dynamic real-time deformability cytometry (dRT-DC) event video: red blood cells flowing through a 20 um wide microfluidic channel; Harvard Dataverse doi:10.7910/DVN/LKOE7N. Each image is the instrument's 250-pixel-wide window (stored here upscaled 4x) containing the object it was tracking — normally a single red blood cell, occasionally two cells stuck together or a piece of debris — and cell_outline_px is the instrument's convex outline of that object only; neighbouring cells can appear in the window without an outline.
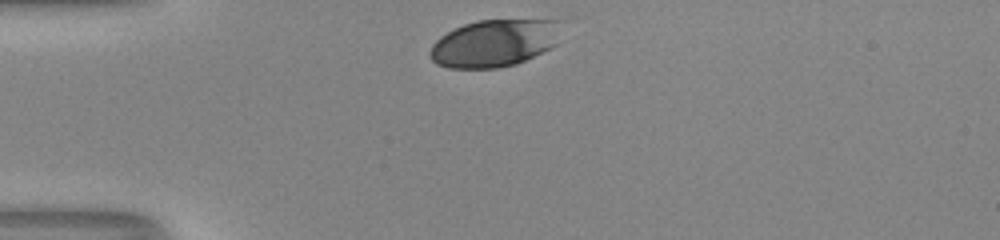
{"species": "human", "species_latin": "Homo sapiens", "temperature_condition": "room temperature", "stored_images_in_passage": 29, "camera_frame_rate_fps": 3000, "um_per_image_px": 0.085, "donor": {"sex": "male"}, "frame": {"image": 1, "passage_image": 1, "time_ms": 0.0, "image_size_px": [1000, 240], "cell_outline_px": [[564, 20], [556, 44], [516, 64], [496, 68], [448, 68], [436, 64], [428, 56], [428, 52], [432, 44], [440, 36], [464, 24], [480, 20]], "centroid_in_image_um": [42.0, 3.66], "position_along_channel_um": 43.0, "area_um2": 36.18}}
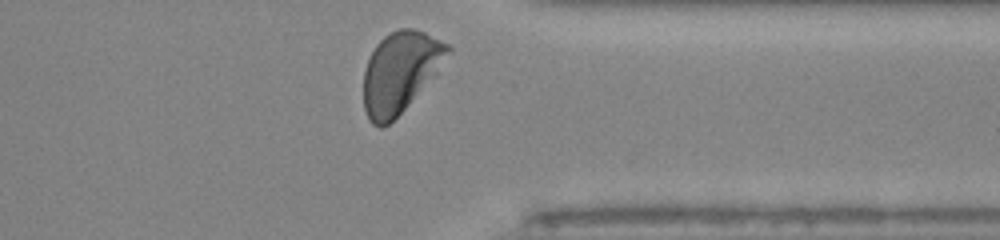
{"frame": {"image": 2, "passage_image": 29, "time_ms": 9.333, "image_size_px": [1000, 240], "cell_outline_px": [[452, 48], [404, 108], [388, 124], [380, 128], [372, 124], [364, 108], [364, 72], [368, 60], [376, 44], [384, 36], [400, 28], [412, 28], [424, 32], [448, 44]], "centroid_in_image_um": [33.93, 6.1], "position_along_channel_um": 377.5, "area_um2": 37.86}, "authors_computed_cell_mechanics": {"area_um2": 40.6912, "velocity_mm_per_s": 3.9692, "shape_relaxation_time_tau1_ms": 1.9526, "shape_relaxation_time_tau2_ms": null, "deformation_change_tau1": 0.1268, "deformation_change_tau2": null}}